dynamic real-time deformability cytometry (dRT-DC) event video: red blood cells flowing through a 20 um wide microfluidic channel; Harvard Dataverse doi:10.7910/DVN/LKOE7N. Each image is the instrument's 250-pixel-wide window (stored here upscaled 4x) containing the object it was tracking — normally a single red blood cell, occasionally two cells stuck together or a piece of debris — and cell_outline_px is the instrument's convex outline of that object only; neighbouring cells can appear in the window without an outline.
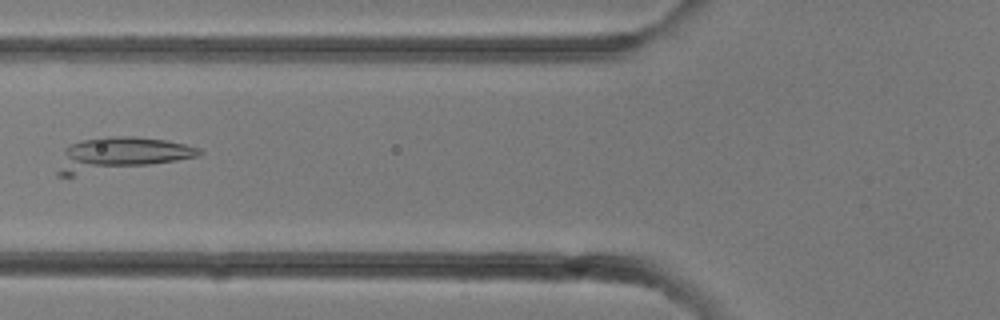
{"species": "common noctule bat (a hibernating species)", "species_latin": "Nyctalus noctula", "temperature_condition": "room temperature", "stored_images_in_passage": 20, "camera_frame_rate_fps": 3000, "um_per_image_px": 0.085, "animal": {"sex": "female"}, "frame": {"image": 1, "passage_image": 15, "time_ms": 4.667, "image_size_px": [1000, 320], "cell_outline_px": [[204, 152], [200, 156], [176, 160], [72, 176], [56, 176], [56, 172], [64, 148], [68, 144], [80, 140], [104, 136], [136, 136], [164, 140], [184, 144], [200, 148]], "centroid_in_image_um": [10.17, 13.09], "position_along_channel_um": 115.6, "area_um2": 27.63}}
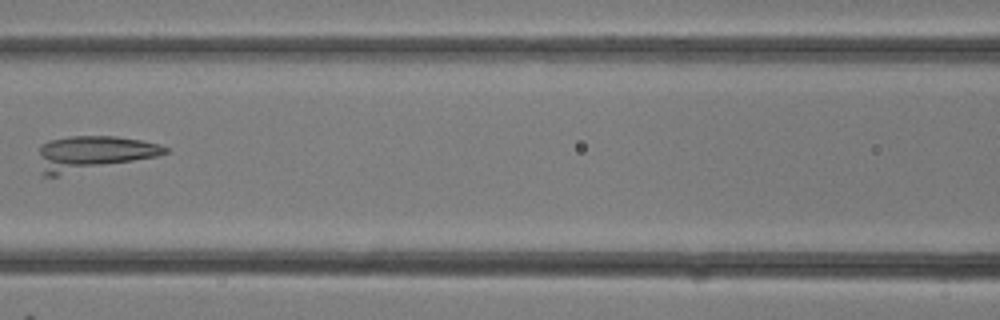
{"frame": {"image": 2, "passage_image": 17, "time_ms": 5.333, "image_size_px": [1000, 320], "cell_outline_px": [[168, 152], [156, 156], [56, 176], [44, 176], [40, 152], [40, 144], [48, 140], [68, 136], [116, 136], [140, 140], [160, 144], [168, 148]], "centroid_in_image_um": [7.91, 13.0], "position_along_channel_um": 158.7, "area_um2": 25.09}}
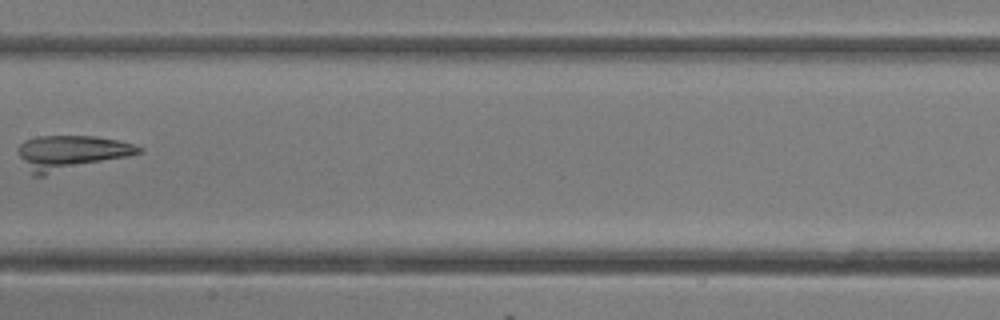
{"frame": {"image": 3, "passage_image": 19, "time_ms": 6.0, "image_size_px": [1000, 320], "cell_outline_px": [[144, 152], [128, 156], [44, 176], [32, 176], [16, 152], [16, 148], [24, 140], [36, 136], [96, 136], [116, 140], [132, 144], [144, 148]], "centroid_in_image_um": [5.98, 12.98], "position_along_channel_um": 201.4, "area_um2": 24.51}}